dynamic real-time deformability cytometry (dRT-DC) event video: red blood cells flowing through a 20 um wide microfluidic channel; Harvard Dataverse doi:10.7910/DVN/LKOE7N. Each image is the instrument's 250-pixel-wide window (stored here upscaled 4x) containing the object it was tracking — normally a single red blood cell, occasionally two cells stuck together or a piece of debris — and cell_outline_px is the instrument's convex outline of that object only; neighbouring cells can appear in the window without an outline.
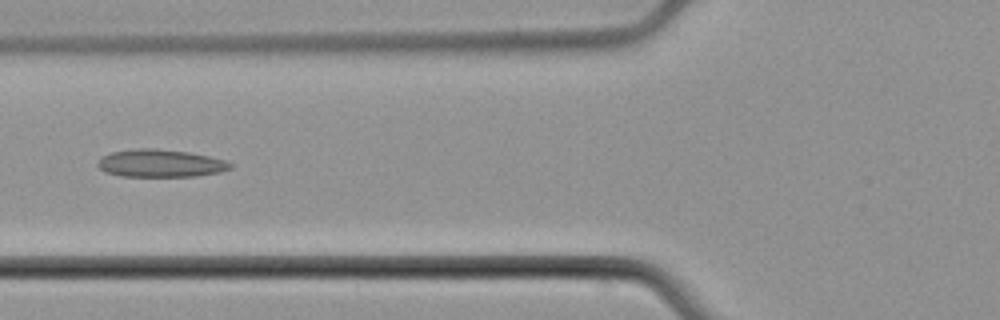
{"species": "common noctule bat (a hibernating species)", "species_latin": "Nyctalus noctula", "temperature_condition": "cold", "stored_images_in_passage": 6, "camera_frame_rate_fps": 3000, "um_per_image_px": 0.085, "animal": {"sex": "male", "body_mass_g": 21.5, "forearm_length_mm": 52.0}, "frame": {"image": 1, "passage_image": 6, "time_ms": 7.0, "image_size_px": [1000, 320], "cell_outline_px": [[232, 168], [220, 172], [196, 176], [120, 176], [104, 172], [96, 164], [104, 156], [112, 152], [140, 148], [156, 148], [188, 152], [208, 156], [224, 160], [232, 164]], "centroid_in_image_um": [13.64, 13.88], "position_along_channel_um": 112.2, "area_um2": 21.21}}